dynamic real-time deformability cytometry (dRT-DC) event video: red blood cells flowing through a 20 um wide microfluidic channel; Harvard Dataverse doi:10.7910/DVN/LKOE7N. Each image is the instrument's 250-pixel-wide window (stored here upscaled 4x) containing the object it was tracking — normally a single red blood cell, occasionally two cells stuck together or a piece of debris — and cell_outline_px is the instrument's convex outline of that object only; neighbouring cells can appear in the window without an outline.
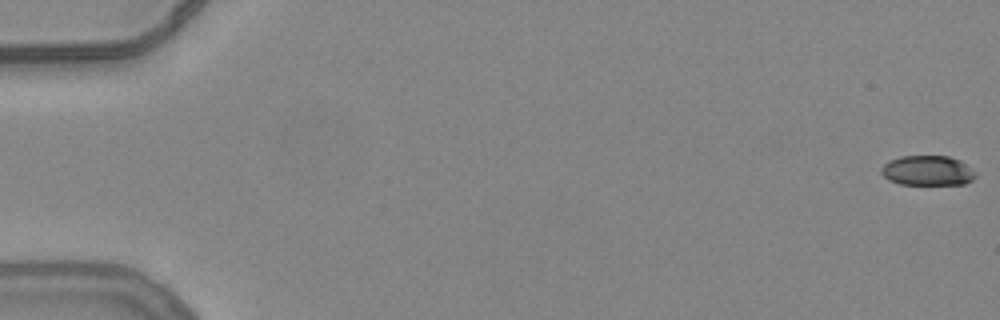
{"species": "common noctule bat (a hibernating species)", "species_latin": "Nyctalus noctula", "temperature_condition": "warm", "stored_images_in_passage": 10, "camera_frame_rate_fps": 3000, "um_per_image_px": 0.085, "animal": {"sex": "female", "body_mass_g": 24.6, "forearm_length_mm": 56.2}, "frame": {"image": 1, "passage_image": 1, "time_ms": 0.0, "image_size_px": [1000, 320], "cell_outline_px": [[976, 176], [972, 180], [964, 184], [900, 184], [888, 180], [880, 172], [880, 168], [888, 160], [900, 156], [948, 156], [960, 160], [976, 172]], "centroid_in_image_um": [78.82, 14.49], "position_along_channel_um": 6.2, "area_um2": 16.53}}